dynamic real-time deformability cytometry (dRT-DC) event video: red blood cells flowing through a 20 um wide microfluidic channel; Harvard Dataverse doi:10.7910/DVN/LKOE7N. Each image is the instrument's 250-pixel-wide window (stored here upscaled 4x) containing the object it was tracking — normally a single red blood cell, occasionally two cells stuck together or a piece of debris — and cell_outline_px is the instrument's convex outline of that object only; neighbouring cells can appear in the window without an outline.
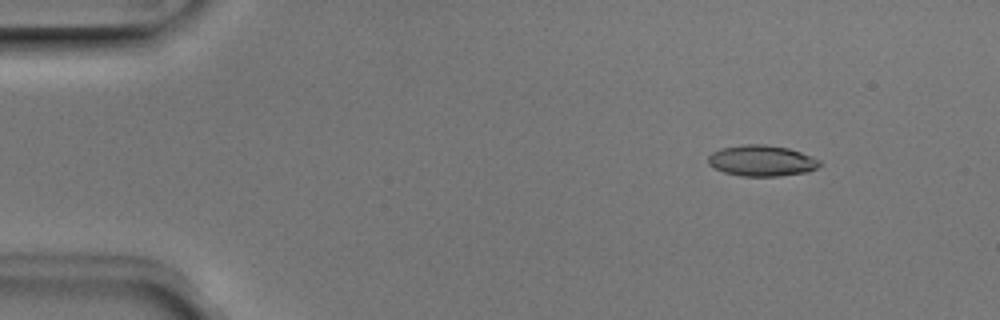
{"species": "Egyptian fruit bat (a non-hibernating species)", "species_latin": "Rousettus aegyptiacus", "temperature_condition": "room temperature", "stored_images_in_passage": 5, "camera_frame_rate_fps": 3000, "um_per_image_px": 0.085, "animal": {"sex": "male"}, "frame": {"image": 1, "passage_image": 2, "time_ms": 0.333, "image_size_px": [1000, 320], "cell_outline_px": [[820, 164], [816, 168], [808, 172], [776, 176], [740, 176], [724, 172], [708, 164], [708, 156], [712, 152], [724, 148], [744, 144], [764, 144], [788, 148], [800, 152], [820, 160]], "centroid_in_image_um": [64.74, 13.66], "position_along_channel_um": 20.3, "area_um2": 19.94}}